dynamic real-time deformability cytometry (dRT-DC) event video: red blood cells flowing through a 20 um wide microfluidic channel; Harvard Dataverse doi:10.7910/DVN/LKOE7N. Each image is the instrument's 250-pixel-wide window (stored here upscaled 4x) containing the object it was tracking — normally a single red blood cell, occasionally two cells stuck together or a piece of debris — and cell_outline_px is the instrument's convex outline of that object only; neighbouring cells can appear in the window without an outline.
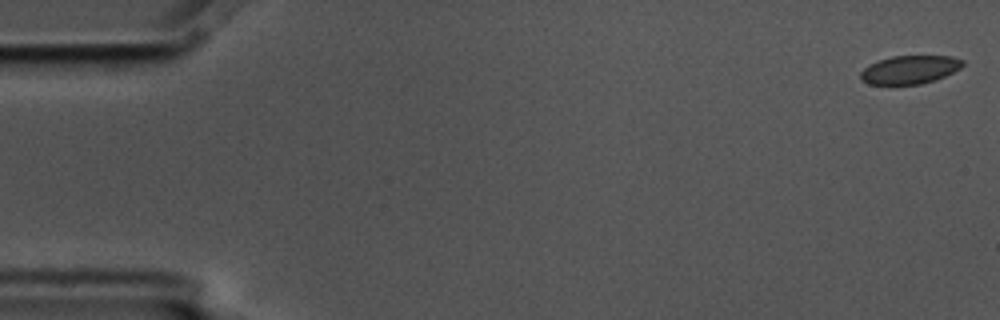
{"species": "common noctule bat (a hibernating species)", "species_latin": "Nyctalus noctula", "temperature_condition": "cold", "stored_images_in_passage": 6, "camera_frame_rate_fps": 3000, "um_per_image_px": 0.085, "animal": {"sex": "male", "body_mass_g": 17.5, "forearm_length_mm": 52.3}, "frame": {"image": 1, "passage_image": 1, "time_ms": 0.0, "image_size_px": [1000, 320], "cell_outline_px": [[964, 64], [960, 68], [936, 80], [920, 84], [868, 84], [860, 80], [860, 72], [864, 68], [880, 60], [892, 56], [952, 56], [964, 60]], "centroid_in_image_um": [77.34, 5.92], "position_along_channel_um": 7.7, "area_um2": 16.76}}
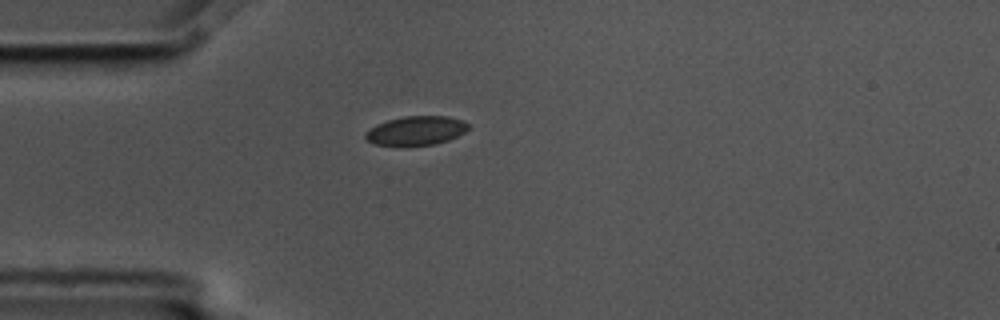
{"frame": {"image": 2, "passage_image": 5, "time_ms": 1.333, "image_size_px": [1000, 320], "cell_outline_px": [[468, 128], [464, 132], [448, 140], [432, 144], [376, 144], [368, 140], [364, 136], [364, 132], [376, 124], [388, 120], [404, 116], [448, 116], [460, 120], [468, 124]], "centroid_in_image_um": [35.35, 11.07], "position_along_channel_um": 49.7, "area_um2": 16.88}}